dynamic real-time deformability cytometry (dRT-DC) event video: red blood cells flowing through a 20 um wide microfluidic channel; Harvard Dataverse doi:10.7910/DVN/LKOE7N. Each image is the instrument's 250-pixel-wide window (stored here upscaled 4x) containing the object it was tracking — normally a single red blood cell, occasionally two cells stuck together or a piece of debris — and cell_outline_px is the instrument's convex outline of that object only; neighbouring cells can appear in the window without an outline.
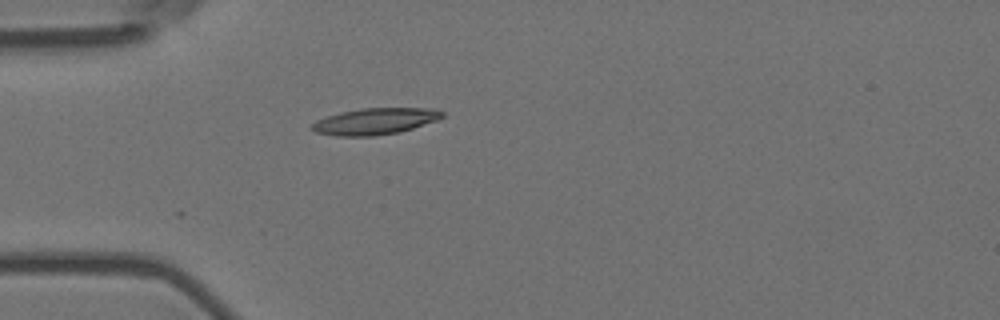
{"species": "Egyptian fruit bat (a non-hibernating species)", "species_latin": "Rousettus aegyptiacus", "temperature_condition": "room temperature", "stored_images_in_passage": 5, "camera_frame_rate_fps": 3000, "um_per_image_px": 0.085, "animal": {"sex": "female"}, "frame": {"image": 1, "passage_image": 1, "time_ms": 0.0, "image_size_px": [1000, 320], "cell_outline_px": [[444, 116], [436, 120], [400, 132], [372, 136], [336, 136], [316, 132], [308, 128], [316, 120], [340, 112], [360, 108], [436, 108], [444, 112]], "centroid_in_image_um": [31.86, 10.3], "position_along_channel_um": 53.1, "area_um2": 20.11}}